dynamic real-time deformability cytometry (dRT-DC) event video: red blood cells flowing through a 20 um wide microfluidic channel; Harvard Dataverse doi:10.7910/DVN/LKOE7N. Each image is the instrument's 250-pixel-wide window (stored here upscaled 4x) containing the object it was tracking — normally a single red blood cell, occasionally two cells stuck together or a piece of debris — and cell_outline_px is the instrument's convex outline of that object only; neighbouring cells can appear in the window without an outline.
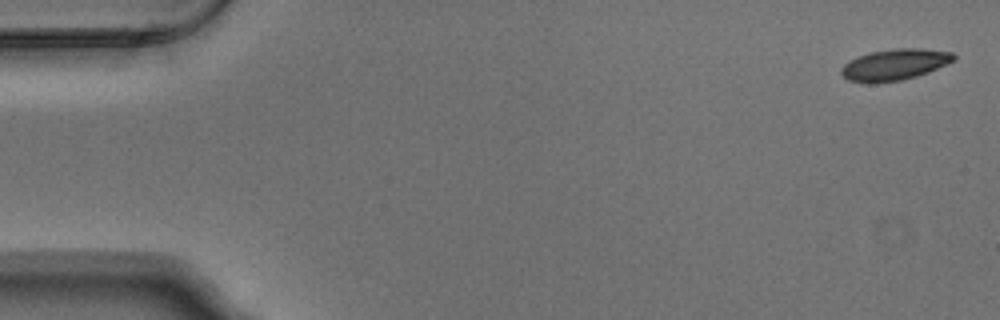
{"species": "Egyptian fruit bat (a non-hibernating species)", "species_latin": "Rousettus aegyptiacus", "temperature_condition": "warm", "stored_images_in_passage": 4, "camera_frame_rate_fps": 3000, "um_per_image_px": 0.085, "animal": {"sex": "male"}, "frame": {"image": 1, "passage_image": 1, "time_ms": 0.0, "image_size_px": [1000, 320], "cell_outline_px": [[956, 60], [928, 72], [916, 76], [900, 80], [876, 84], [868, 84], [848, 80], [840, 72], [840, 68], [844, 64], [860, 56], [872, 52], [896, 48], [920, 48], [952, 52], [956, 56]], "centroid_in_image_um": [76.05, 5.51], "position_along_channel_um": 8.9, "area_um2": 20.46}}
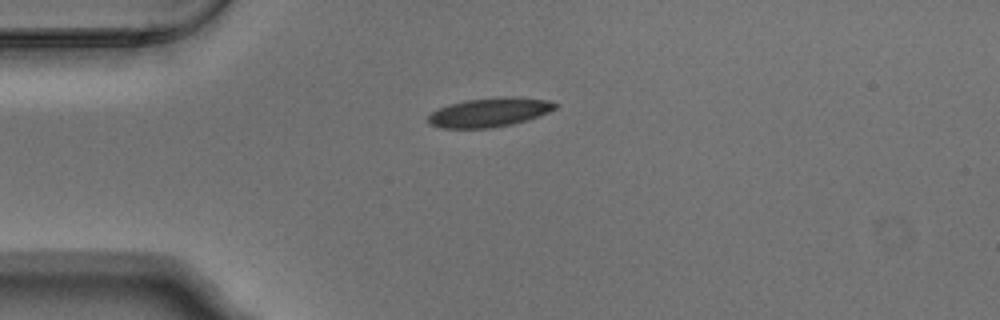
{"frame": {"image": 2, "passage_image": 4, "time_ms": 1.0, "image_size_px": [1000, 320], "cell_outline_px": [[556, 108], [548, 112], [512, 124], [492, 128], [440, 128], [428, 124], [428, 116], [432, 112], [440, 108], [464, 100], [504, 96], [512, 96], [548, 100], [556, 104]], "centroid_in_image_um": [41.57, 9.55], "position_along_channel_um": 43.4, "area_um2": 21.33}}